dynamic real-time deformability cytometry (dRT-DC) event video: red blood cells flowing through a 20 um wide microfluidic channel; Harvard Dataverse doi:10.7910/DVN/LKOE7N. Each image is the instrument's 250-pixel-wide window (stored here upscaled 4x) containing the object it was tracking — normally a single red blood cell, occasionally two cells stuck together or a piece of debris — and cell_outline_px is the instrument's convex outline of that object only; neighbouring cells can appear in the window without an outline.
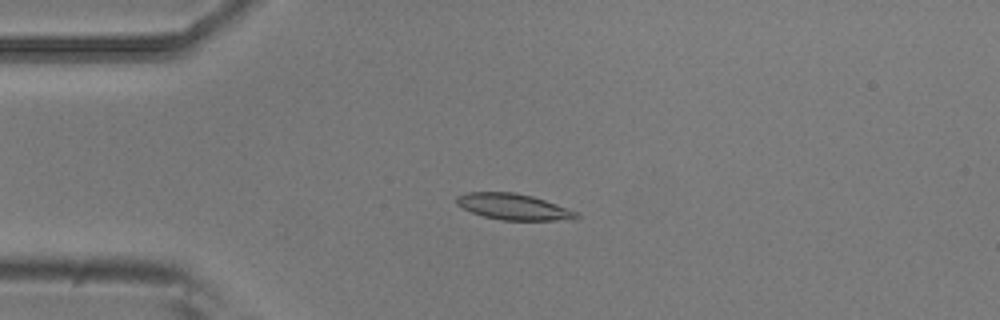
{"species": "common noctule bat (a hibernating species)", "species_latin": "Nyctalus noctula", "temperature_condition": "room temperature", "stored_images_in_passage": 8, "camera_frame_rate_fps": 3000, "um_per_image_px": 0.085, "animal": {"sex": "male", "body_mass_g": 20.5, "forearm_length_mm": 52.5}, "frame": {"image": 1, "passage_image": 4, "time_ms": 1.0, "image_size_px": [1000, 320], "cell_outline_px": [[580, 216], [576, 220], [500, 220], [484, 216], [472, 212], [456, 204], [456, 196], [468, 192], [516, 192], [532, 196], [580, 212]], "centroid_in_image_um": [43.7, 17.58], "position_along_channel_um": 41.3, "area_um2": 18.32}}
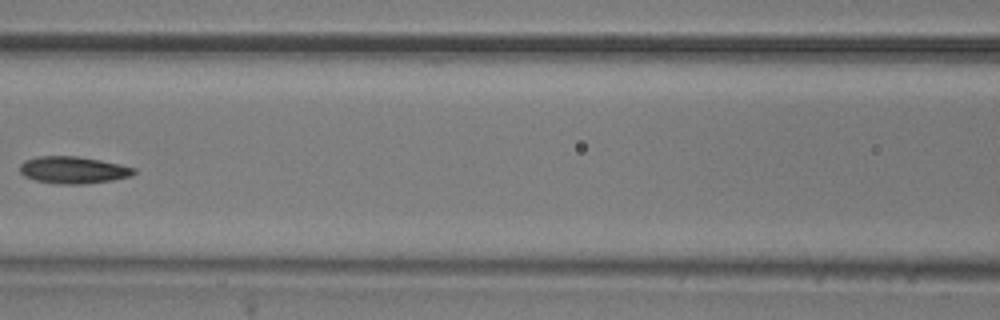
{"frame": {"image": 2, "passage_image": 7, "time_ms": 2.0, "image_size_px": [1000, 320], "cell_outline_px": [[136, 172], [132, 176], [112, 180], [84, 184], [56, 184], [36, 180], [24, 176], [20, 172], [20, 164], [24, 160], [36, 156], [76, 156], [100, 160], [120, 164], [136, 168]], "centroid_in_image_um": [6.22, 14.45], "position_along_channel_um": 160.4, "area_um2": 18.09}}
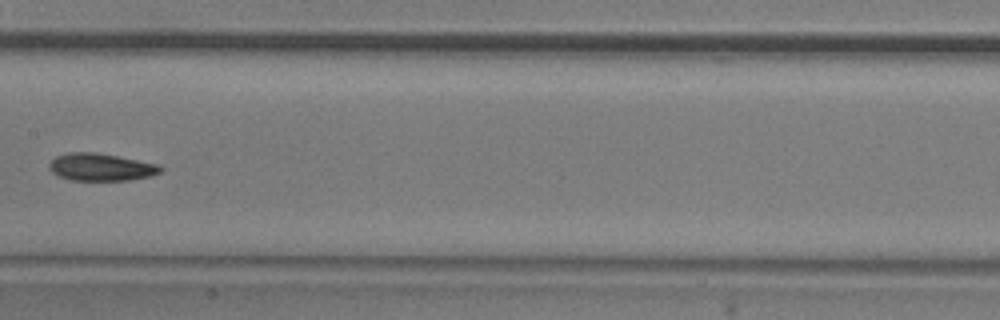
{"frame": {"image": 3, "passage_image": 8, "time_ms": 2.333, "image_size_px": [1000, 320], "cell_outline_px": [[164, 168], [160, 172], [152, 176], [128, 180], [72, 180], [60, 176], [52, 172], [48, 168], [48, 164], [56, 156], [68, 152], [96, 152], [160, 164]], "centroid_in_image_um": [8.6, 14.2], "position_along_channel_um": 198.8, "area_um2": 17.86}}